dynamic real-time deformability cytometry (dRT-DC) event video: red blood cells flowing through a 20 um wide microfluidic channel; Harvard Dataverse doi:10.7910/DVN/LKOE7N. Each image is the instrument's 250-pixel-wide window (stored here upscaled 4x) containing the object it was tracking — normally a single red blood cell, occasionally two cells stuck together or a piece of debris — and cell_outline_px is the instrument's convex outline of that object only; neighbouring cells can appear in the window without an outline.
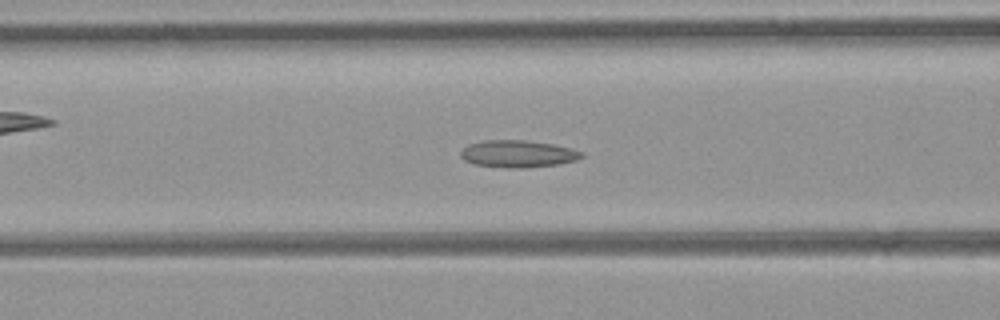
{"species": "common noctule bat (a hibernating species)", "species_latin": "Nyctalus noctula", "temperature_condition": "room temperature", "stored_images_in_passage": 43, "camera_frame_rate_fps": 3000, "um_per_image_px": 0.085, "animal": {"sex": "female", "body_mass_g": 21.9}, "frame": {"image": 1, "passage_image": 14, "time_ms": 4.333, "image_size_px": [1000, 320], "cell_outline_px": [[584, 156], [576, 160], [556, 164], [524, 168], [508, 168], [476, 164], [464, 160], [460, 156], [460, 152], [468, 144], [484, 140], [524, 140], [552, 144], [584, 152]], "centroid_in_image_um": [44.0, 13.07], "position_along_channel_um": 122.6, "area_um2": 18.96}}
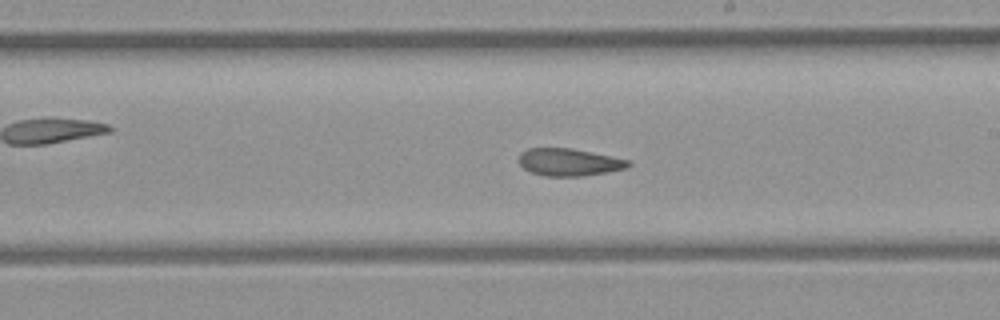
{"frame": {"image": 2, "passage_image": 22, "time_ms": 7.0, "image_size_px": [1000, 320], "cell_outline_px": [[632, 164], [628, 168], [584, 176], [544, 176], [532, 172], [524, 168], [516, 160], [520, 152], [528, 148], [572, 148], [632, 160]], "centroid_in_image_um": [48.38, 13.78], "position_along_channel_um": 240.6, "area_um2": 17.74}}
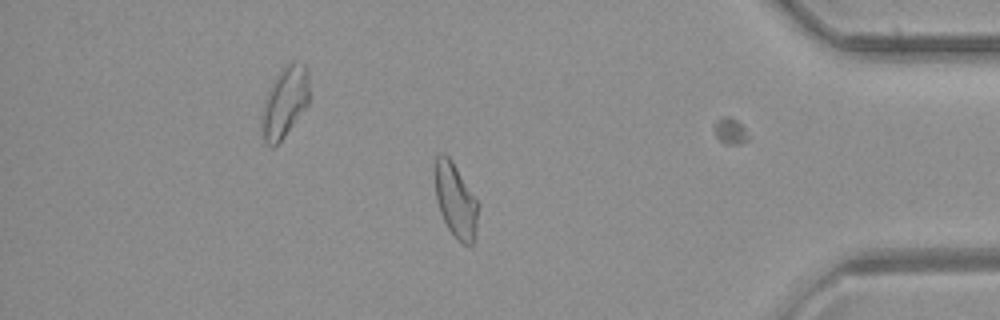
{"frame": {"image": 3, "passage_image": 35, "time_ms": 11.333, "image_size_px": [1000, 320], "cell_outline_px": [[476, 228], [472, 244], [468, 248], [456, 240], [448, 228], [440, 212], [436, 200], [436, 156], [440, 152], [444, 152], [452, 160], [476, 200]], "centroid_in_image_um": [38.7, 17.07], "position_along_channel_um": 396.5, "area_um2": 18.21}, "authors_computed_cell_mechanics": {"area_um2": 18.9006, "velocity_mm_per_s": 4.4287, "shape_relaxation_time_tau1_ms": null, "shape_relaxation_time_tau2_ms": 2.5742, "deformation_change_tau1": null, "deformation_change_tau2": 0.1048}}